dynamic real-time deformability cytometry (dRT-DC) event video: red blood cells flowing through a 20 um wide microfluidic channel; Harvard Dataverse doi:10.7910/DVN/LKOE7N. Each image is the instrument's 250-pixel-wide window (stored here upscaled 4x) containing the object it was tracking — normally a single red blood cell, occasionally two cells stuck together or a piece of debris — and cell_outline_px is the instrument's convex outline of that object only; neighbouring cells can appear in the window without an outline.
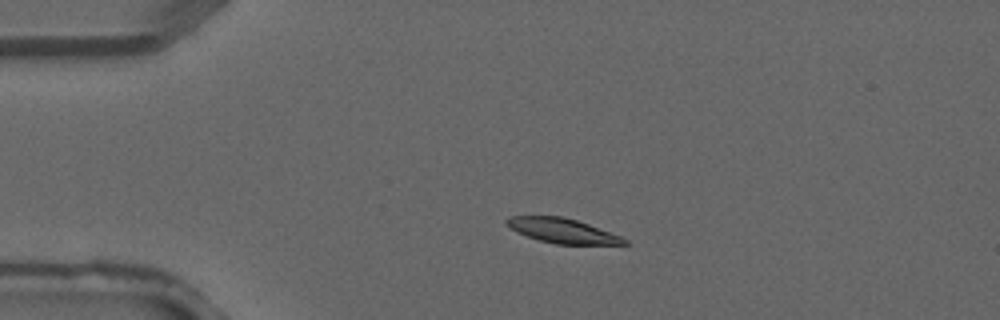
{"species": "common noctule bat (a hibernating species)", "species_latin": "Nyctalus noctula", "temperature_condition": "warm", "stored_images_in_passage": 3, "camera_frame_rate_fps": 3000, "um_per_image_px": 0.085, "animal": {"sex": "male", "forearm_length_mm": 52.5}, "frame": {"image": 1, "passage_image": 2, "time_ms": 0.333, "image_size_px": [1000, 320], "cell_outline_px": [[628, 244], [556, 244], [540, 240], [516, 232], [504, 220], [508, 216], [564, 216], [588, 224], [620, 236], [628, 240]], "centroid_in_image_um": [47.79, 19.6], "position_along_channel_um": 37.2, "area_um2": 16.65}}